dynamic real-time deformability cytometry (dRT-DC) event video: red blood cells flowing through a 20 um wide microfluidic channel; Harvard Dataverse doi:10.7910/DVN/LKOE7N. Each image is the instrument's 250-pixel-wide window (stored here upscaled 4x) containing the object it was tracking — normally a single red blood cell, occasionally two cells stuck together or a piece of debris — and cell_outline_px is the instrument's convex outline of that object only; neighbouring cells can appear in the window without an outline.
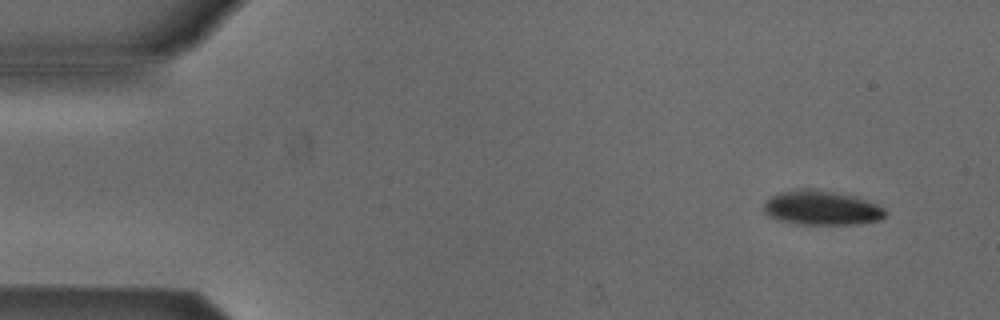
{"species": "Egyptian fruit bat (a non-hibernating species)", "species_latin": "Rousettus aegyptiacus", "temperature_condition": "cold", "stored_images_in_passage": 5, "camera_frame_rate_fps": 3000, "um_per_image_px": 0.085, "animal": {"sex": "male"}, "frame": {"image": 1, "passage_image": 1, "time_ms": 0.0, "image_size_px": [1000, 320], "cell_outline_px": [[888, 212], [880, 220], [856, 224], [796, 224], [780, 220], [772, 216], [764, 208], [764, 204], [776, 192], [804, 188], [812, 188], [856, 196], [876, 204], [884, 208]], "centroid_in_image_um": [69.88, 17.66], "position_along_channel_um": 15.1, "area_um2": 24.22}}
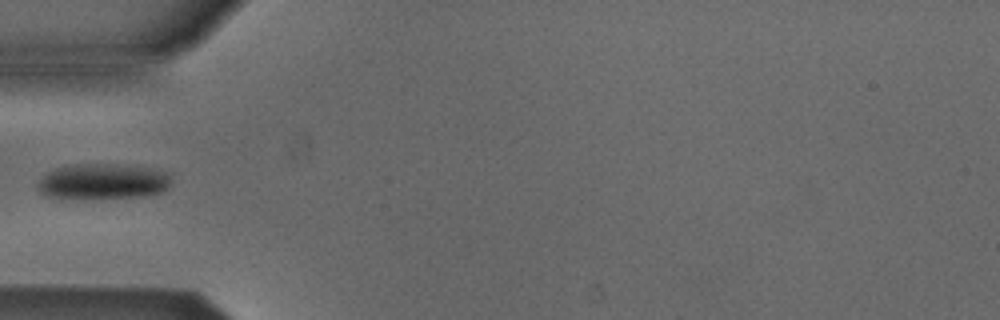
{"frame": {"image": 2, "passage_image": 4, "time_ms": 1.0, "image_size_px": [1000, 320], "cell_outline_px": [[172, 172], [168, 188], [160, 192], [144, 196], [100, 200], [64, 200], [44, 196], [36, 188], [36, 184], [48, 172], [56, 168], [76, 164], [108, 164], [152, 168]], "centroid_in_image_um": [8.71, 15.48], "position_along_channel_um": 76.3, "area_um2": 28.78}}
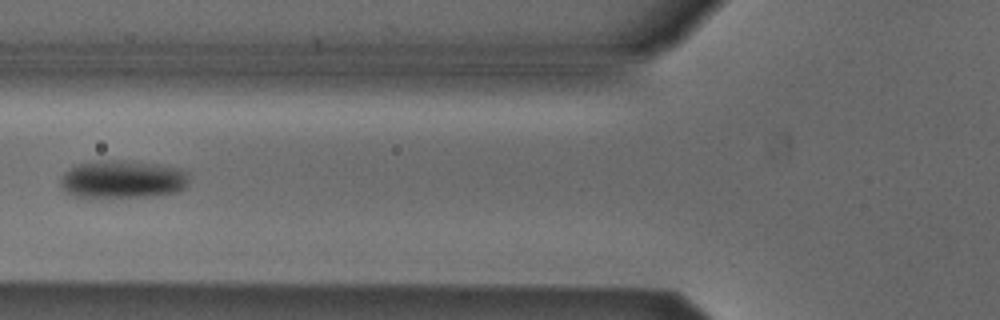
{"frame": {"image": 3, "passage_image": 5, "time_ms": 1.333, "image_size_px": [1000, 320], "cell_outline_px": [[188, 184], [184, 188], [176, 192], [152, 196], [88, 200], [72, 196], [64, 192], [60, 184], [60, 180], [64, 172], [76, 164], [96, 160], [124, 160], [156, 164], [180, 168], [188, 172]], "centroid_in_image_um": [10.34, 15.28], "position_along_channel_um": 115.5, "area_um2": 29.59}}